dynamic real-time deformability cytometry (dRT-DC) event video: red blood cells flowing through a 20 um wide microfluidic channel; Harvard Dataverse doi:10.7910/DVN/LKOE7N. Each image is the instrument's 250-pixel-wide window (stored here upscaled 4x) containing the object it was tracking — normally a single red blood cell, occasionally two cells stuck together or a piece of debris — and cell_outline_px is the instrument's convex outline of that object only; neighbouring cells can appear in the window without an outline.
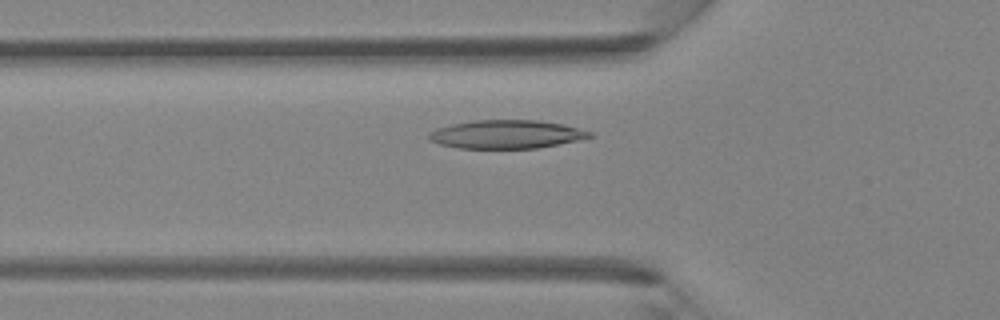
{"species": "Egyptian fruit bat (a non-hibernating species)", "species_latin": "Rousettus aegyptiacus", "temperature_condition": "room temperature", "stored_images_in_passage": 33, "camera_frame_rate_fps": 3000, "um_per_image_px": 0.085, "animal": {"sex": "female"}, "frame": {"image": 1, "passage_image": 8, "time_ms": 2.333, "image_size_px": [1000, 320], "cell_outline_px": [[592, 136], [576, 140], [536, 148], [460, 148], [440, 144], [428, 140], [428, 132], [436, 128], [452, 124], [472, 120], [540, 120], [560, 124], [592, 132]], "centroid_in_image_um": [42.96, 11.41], "position_along_channel_um": 82.8, "area_um2": 26.36}}
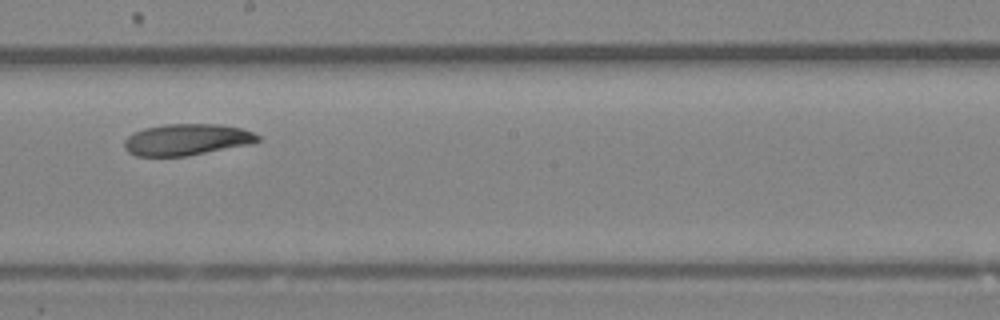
{"frame": {"image": 2, "passage_image": 18, "time_ms": 5.667, "image_size_px": [1000, 320], "cell_outline_px": [[260, 140], [252, 144], [188, 156], [136, 156], [128, 152], [124, 148], [124, 140], [132, 132], [144, 128], [164, 124], [220, 124], [240, 128], [252, 132], [260, 136]], "centroid_in_image_um": [15.86, 11.87], "position_along_channel_um": 232.3, "area_um2": 24.68}}
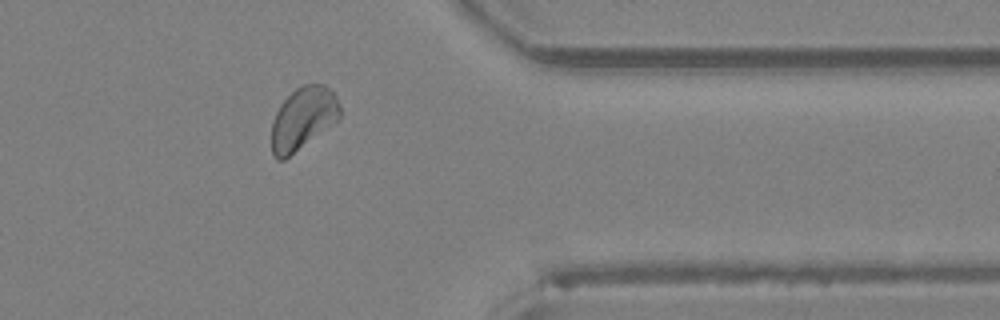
{"frame": {"image": 3, "passage_image": 29, "time_ms": 9.333, "image_size_px": [1000, 320], "cell_outline_px": [[340, 120], [284, 160], [276, 160], [272, 156], [272, 120], [280, 104], [296, 88], [304, 84], [324, 84], [336, 96], [340, 108]], "centroid_in_image_um": [25.76, 10.09], "position_along_channel_um": 385.6, "area_um2": 25.03}}